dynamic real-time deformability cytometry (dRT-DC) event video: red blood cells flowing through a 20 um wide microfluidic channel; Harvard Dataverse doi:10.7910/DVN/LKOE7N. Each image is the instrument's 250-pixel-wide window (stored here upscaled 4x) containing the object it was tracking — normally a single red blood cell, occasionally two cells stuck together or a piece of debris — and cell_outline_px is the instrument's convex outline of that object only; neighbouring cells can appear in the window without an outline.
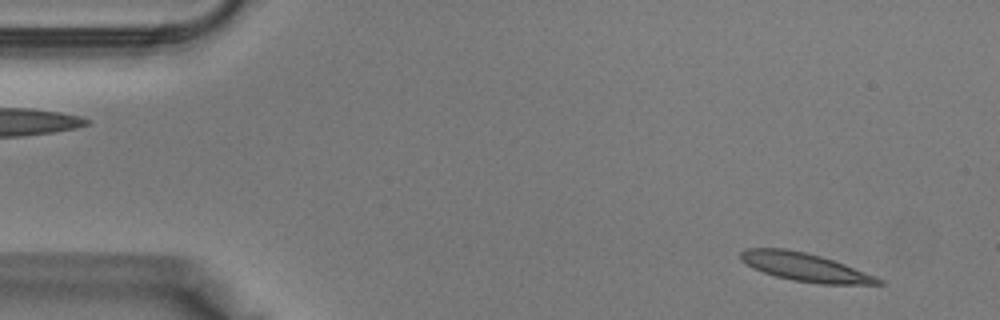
{"species": "Egyptian fruit bat (a non-hibernating species)", "species_latin": "Rousettus aegyptiacus", "temperature_condition": "warm", "stored_images_in_passage": 38, "camera_frame_rate_fps": 3000, "um_per_image_px": 0.085, "animal": {"sex": "male"}, "frame": {"image": 1, "passage_image": 2, "time_ms": 0.333, "image_size_px": [1000, 320], "cell_outline_px": [[884, 284], [820, 284], [792, 280], [776, 276], [752, 268], [740, 260], [740, 252], [744, 248], [784, 248], [804, 252], [820, 256], [844, 264], [876, 276], [884, 280]], "centroid_in_image_um": [68.4, 22.7], "position_along_channel_um": 16.6, "area_um2": 22.6}}
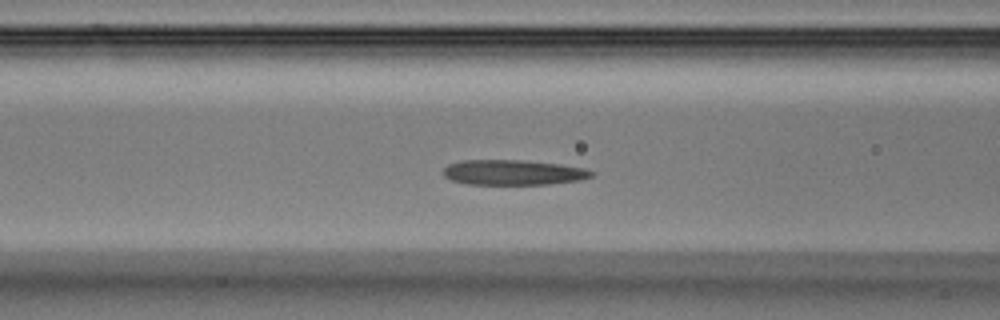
{"frame": {"image": 2, "passage_image": 14, "time_ms": 4.333, "image_size_px": [1000, 320], "cell_outline_px": [[596, 172], [592, 176], [580, 180], [548, 184], [468, 184], [452, 180], [444, 176], [444, 168], [448, 164], [460, 160], [520, 160], [560, 164], [584, 168]], "centroid_in_image_um": [43.63, 14.65], "position_along_channel_um": 123.0, "area_um2": 21.68}}
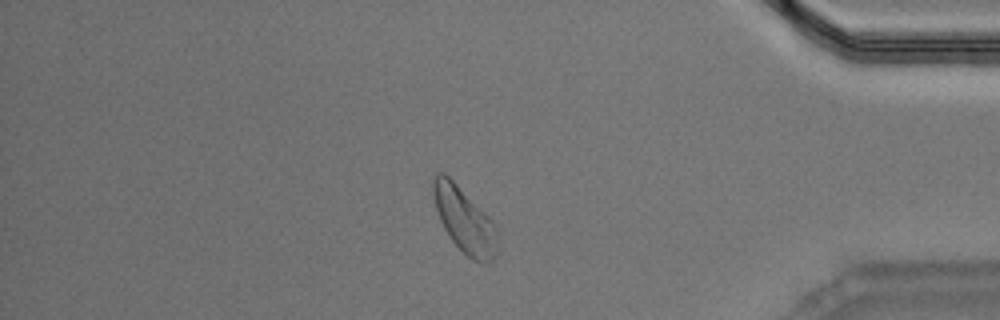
{"frame": {"image": 3, "passage_image": 32, "time_ms": 10.333, "image_size_px": [1000, 320], "cell_outline_px": [[496, 252], [492, 260], [488, 264], [472, 260], [448, 236], [440, 220], [436, 208], [432, 192], [432, 176], [436, 172], [444, 172], [496, 224]], "centroid_in_image_um": [39.45, 18.69], "position_along_channel_um": 395.8, "area_um2": 24.04}}